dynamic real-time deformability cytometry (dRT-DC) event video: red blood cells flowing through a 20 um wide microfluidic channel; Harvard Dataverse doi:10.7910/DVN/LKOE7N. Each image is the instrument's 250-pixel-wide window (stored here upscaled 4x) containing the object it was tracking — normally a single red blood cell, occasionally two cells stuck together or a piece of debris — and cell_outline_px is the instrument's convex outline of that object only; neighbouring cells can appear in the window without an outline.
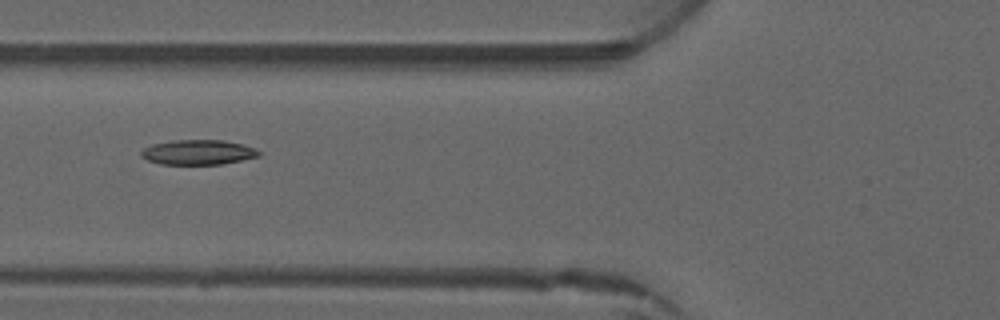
{"species": "common noctule bat (a hibernating species)", "species_latin": "Nyctalus noctula", "temperature_condition": "warm", "stored_images_in_passage": 6, "camera_frame_rate_fps": 3000, "um_per_image_px": 0.085, "animal": {"sex": "male", "forearm_length_mm": 52.5}, "frame": {"image": 1, "passage_image": 5, "time_ms": 4.667, "image_size_px": [1000, 320], "cell_outline_px": [[260, 156], [224, 164], [160, 164], [148, 160], [140, 156], [140, 152], [144, 148], [152, 144], [172, 140], [224, 140], [256, 148], [260, 152]], "centroid_in_image_um": [16.83, 12.94], "position_along_channel_um": 109.0, "area_um2": 17.11}}
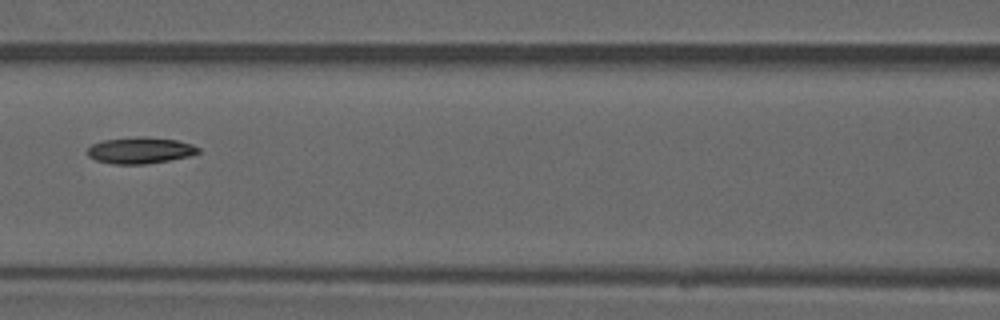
{"frame": {"image": 2, "passage_image": 6, "time_ms": 5.667, "image_size_px": [1000, 320], "cell_outline_px": [[200, 152], [188, 156], [148, 164], [112, 164], [96, 160], [88, 156], [88, 148], [92, 144], [104, 140], [136, 136], [144, 136], [176, 140], [192, 144], [200, 148]], "centroid_in_image_um": [11.91, 12.78], "position_along_channel_um": 154.7, "area_um2": 17.05}}